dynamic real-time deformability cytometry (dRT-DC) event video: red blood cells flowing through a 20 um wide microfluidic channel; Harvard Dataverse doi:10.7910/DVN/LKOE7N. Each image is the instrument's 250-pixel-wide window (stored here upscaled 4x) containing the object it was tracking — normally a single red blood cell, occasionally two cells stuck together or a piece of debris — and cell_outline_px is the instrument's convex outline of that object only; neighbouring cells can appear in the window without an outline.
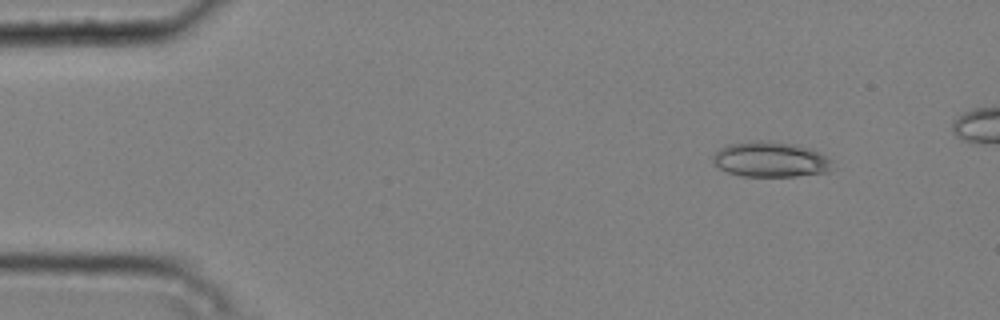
{"species": "common noctule bat (a hibernating species)", "species_latin": "Nyctalus noctula", "temperature_condition": "cold", "stored_images_in_passage": 7, "camera_frame_rate_fps": 3000, "um_per_image_px": 0.085, "animal": {"sex": "male", "body_mass_g": 20.4}, "frame": {"image": 1, "passage_image": 2, "time_ms": 0.333, "image_size_px": [1000, 320], "cell_outline_px": [[836, 168], [828, 172], [796, 176], [740, 176], [728, 172], [720, 168], [712, 160], [712, 156], [720, 148], [728, 144], [756, 140], [768, 140], [796, 144], [808, 148], [832, 160]], "centroid_in_image_um": [65.52, 13.55], "position_along_channel_um": 19.5, "area_um2": 24.74}}
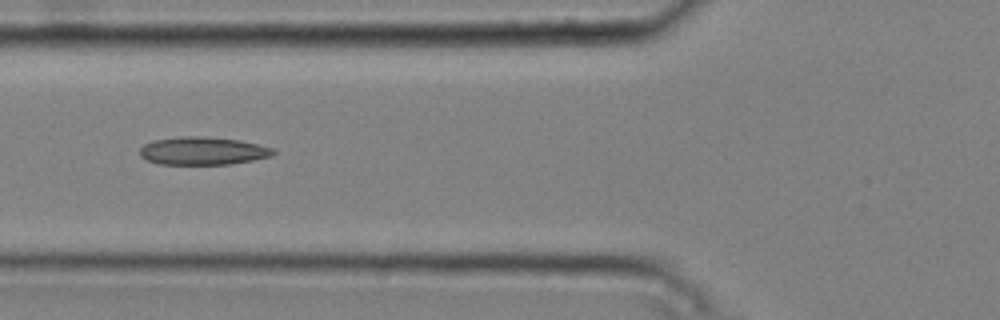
{"frame": {"image": 2, "passage_image": 6, "time_ms": 1.667, "image_size_px": [1000, 320], "cell_outline_px": [[276, 152], [272, 156], [232, 164], [160, 164], [144, 160], [140, 156], [140, 148], [144, 144], [152, 140], [180, 136], [204, 136], [240, 140], [272, 148]], "centroid_in_image_um": [17.2, 12.82], "position_along_channel_um": 108.6, "area_um2": 21.85}}
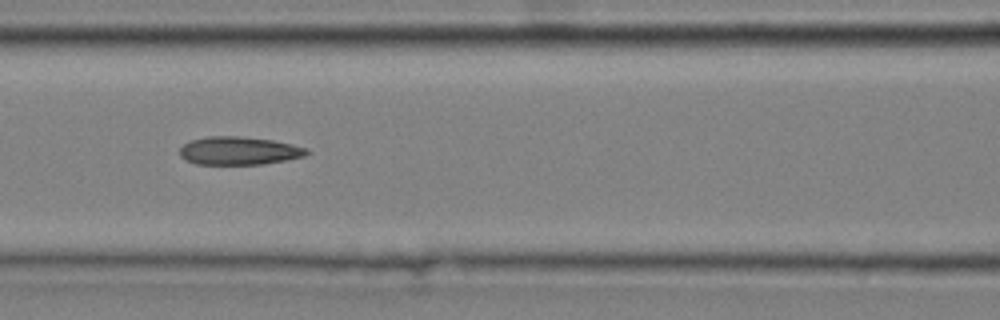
{"frame": {"image": 3, "passage_image": 7, "time_ms": 2.0, "image_size_px": [1000, 320], "cell_outline_px": [[312, 152], [304, 156], [264, 164], [196, 164], [184, 160], [180, 156], [180, 148], [184, 144], [192, 140], [208, 136], [236, 136], [272, 140], [292, 144], [308, 148]], "centroid_in_image_um": [20.32, 12.82], "position_along_channel_um": 146.3, "area_um2": 20.81}}